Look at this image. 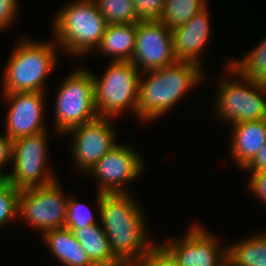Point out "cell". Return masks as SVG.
<instances>
[{
	"mask_svg": "<svg viewBox=\"0 0 266 266\" xmlns=\"http://www.w3.org/2000/svg\"><path fill=\"white\" fill-rule=\"evenodd\" d=\"M94 266H124L113 254L107 235L99 224L69 229Z\"/></svg>",
	"mask_w": 266,
	"mask_h": 266,
	"instance_id": "obj_18",
	"label": "cell"
},
{
	"mask_svg": "<svg viewBox=\"0 0 266 266\" xmlns=\"http://www.w3.org/2000/svg\"><path fill=\"white\" fill-rule=\"evenodd\" d=\"M46 131L13 141V170L5 180L20 190L46 186L56 181L47 170Z\"/></svg>",
	"mask_w": 266,
	"mask_h": 266,
	"instance_id": "obj_8",
	"label": "cell"
},
{
	"mask_svg": "<svg viewBox=\"0 0 266 266\" xmlns=\"http://www.w3.org/2000/svg\"><path fill=\"white\" fill-rule=\"evenodd\" d=\"M45 244L57 261L65 266H94L85 250L66 227L50 229L42 234Z\"/></svg>",
	"mask_w": 266,
	"mask_h": 266,
	"instance_id": "obj_17",
	"label": "cell"
},
{
	"mask_svg": "<svg viewBox=\"0 0 266 266\" xmlns=\"http://www.w3.org/2000/svg\"><path fill=\"white\" fill-rule=\"evenodd\" d=\"M110 117H97L88 123L74 127L65 134L73 137L72 155L78 168L88 172L104 155L114 148L116 137ZM111 124V125H110Z\"/></svg>",
	"mask_w": 266,
	"mask_h": 266,
	"instance_id": "obj_12",
	"label": "cell"
},
{
	"mask_svg": "<svg viewBox=\"0 0 266 266\" xmlns=\"http://www.w3.org/2000/svg\"><path fill=\"white\" fill-rule=\"evenodd\" d=\"M249 188L253 195L257 196L266 204V170L252 171Z\"/></svg>",
	"mask_w": 266,
	"mask_h": 266,
	"instance_id": "obj_29",
	"label": "cell"
},
{
	"mask_svg": "<svg viewBox=\"0 0 266 266\" xmlns=\"http://www.w3.org/2000/svg\"><path fill=\"white\" fill-rule=\"evenodd\" d=\"M55 100V131L65 134L99 117L94 100L92 73L86 68H76L61 81Z\"/></svg>",
	"mask_w": 266,
	"mask_h": 266,
	"instance_id": "obj_6",
	"label": "cell"
},
{
	"mask_svg": "<svg viewBox=\"0 0 266 266\" xmlns=\"http://www.w3.org/2000/svg\"><path fill=\"white\" fill-rule=\"evenodd\" d=\"M227 70L235 75L239 74L241 77L266 84V39L242 59L232 60Z\"/></svg>",
	"mask_w": 266,
	"mask_h": 266,
	"instance_id": "obj_21",
	"label": "cell"
},
{
	"mask_svg": "<svg viewBox=\"0 0 266 266\" xmlns=\"http://www.w3.org/2000/svg\"><path fill=\"white\" fill-rule=\"evenodd\" d=\"M140 74L132 61H111L102 78L92 74L99 117L114 118L126 110L137 116Z\"/></svg>",
	"mask_w": 266,
	"mask_h": 266,
	"instance_id": "obj_5",
	"label": "cell"
},
{
	"mask_svg": "<svg viewBox=\"0 0 266 266\" xmlns=\"http://www.w3.org/2000/svg\"><path fill=\"white\" fill-rule=\"evenodd\" d=\"M137 23L108 24L106 31L96 48L105 55H111L112 61H131L135 48Z\"/></svg>",
	"mask_w": 266,
	"mask_h": 266,
	"instance_id": "obj_19",
	"label": "cell"
},
{
	"mask_svg": "<svg viewBox=\"0 0 266 266\" xmlns=\"http://www.w3.org/2000/svg\"><path fill=\"white\" fill-rule=\"evenodd\" d=\"M134 266H179V264L163 244L154 243Z\"/></svg>",
	"mask_w": 266,
	"mask_h": 266,
	"instance_id": "obj_26",
	"label": "cell"
},
{
	"mask_svg": "<svg viewBox=\"0 0 266 266\" xmlns=\"http://www.w3.org/2000/svg\"><path fill=\"white\" fill-rule=\"evenodd\" d=\"M10 103L5 135L11 140L47 131L43 122L44 92L3 94Z\"/></svg>",
	"mask_w": 266,
	"mask_h": 266,
	"instance_id": "obj_14",
	"label": "cell"
},
{
	"mask_svg": "<svg viewBox=\"0 0 266 266\" xmlns=\"http://www.w3.org/2000/svg\"><path fill=\"white\" fill-rule=\"evenodd\" d=\"M250 171L266 170V143L257 153L256 157L244 168Z\"/></svg>",
	"mask_w": 266,
	"mask_h": 266,
	"instance_id": "obj_31",
	"label": "cell"
},
{
	"mask_svg": "<svg viewBox=\"0 0 266 266\" xmlns=\"http://www.w3.org/2000/svg\"><path fill=\"white\" fill-rule=\"evenodd\" d=\"M131 61L139 71L142 67L143 72L176 63L171 29L161 21L137 22L135 48Z\"/></svg>",
	"mask_w": 266,
	"mask_h": 266,
	"instance_id": "obj_10",
	"label": "cell"
},
{
	"mask_svg": "<svg viewBox=\"0 0 266 266\" xmlns=\"http://www.w3.org/2000/svg\"><path fill=\"white\" fill-rule=\"evenodd\" d=\"M144 161L133 148L117 144L88 172L99 179V193H127L125 185L135 180L144 170Z\"/></svg>",
	"mask_w": 266,
	"mask_h": 266,
	"instance_id": "obj_11",
	"label": "cell"
},
{
	"mask_svg": "<svg viewBox=\"0 0 266 266\" xmlns=\"http://www.w3.org/2000/svg\"><path fill=\"white\" fill-rule=\"evenodd\" d=\"M227 257L235 266H266V232L229 245Z\"/></svg>",
	"mask_w": 266,
	"mask_h": 266,
	"instance_id": "obj_20",
	"label": "cell"
},
{
	"mask_svg": "<svg viewBox=\"0 0 266 266\" xmlns=\"http://www.w3.org/2000/svg\"><path fill=\"white\" fill-rule=\"evenodd\" d=\"M218 266H235L234 263L226 256Z\"/></svg>",
	"mask_w": 266,
	"mask_h": 266,
	"instance_id": "obj_32",
	"label": "cell"
},
{
	"mask_svg": "<svg viewBox=\"0 0 266 266\" xmlns=\"http://www.w3.org/2000/svg\"><path fill=\"white\" fill-rule=\"evenodd\" d=\"M97 196L101 225L112 254L124 266H134L153 245L146 235L143 211L129 193L98 192Z\"/></svg>",
	"mask_w": 266,
	"mask_h": 266,
	"instance_id": "obj_1",
	"label": "cell"
},
{
	"mask_svg": "<svg viewBox=\"0 0 266 266\" xmlns=\"http://www.w3.org/2000/svg\"><path fill=\"white\" fill-rule=\"evenodd\" d=\"M207 6L187 23L172 29L173 53L177 61L199 64V54L211 35Z\"/></svg>",
	"mask_w": 266,
	"mask_h": 266,
	"instance_id": "obj_15",
	"label": "cell"
},
{
	"mask_svg": "<svg viewBox=\"0 0 266 266\" xmlns=\"http://www.w3.org/2000/svg\"><path fill=\"white\" fill-rule=\"evenodd\" d=\"M138 21H159L166 0H132Z\"/></svg>",
	"mask_w": 266,
	"mask_h": 266,
	"instance_id": "obj_27",
	"label": "cell"
},
{
	"mask_svg": "<svg viewBox=\"0 0 266 266\" xmlns=\"http://www.w3.org/2000/svg\"><path fill=\"white\" fill-rule=\"evenodd\" d=\"M206 3V0H166L159 21L172 30L187 23Z\"/></svg>",
	"mask_w": 266,
	"mask_h": 266,
	"instance_id": "obj_22",
	"label": "cell"
},
{
	"mask_svg": "<svg viewBox=\"0 0 266 266\" xmlns=\"http://www.w3.org/2000/svg\"><path fill=\"white\" fill-rule=\"evenodd\" d=\"M237 76V81L222 79L219 83L216 113L231 125L266 119V84Z\"/></svg>",
	"mask_w": 266,
	"mask_h": 266,
	"instance_id": "obj_7",
	"label": "cell"
},
{
	"mask_svg": "<svg viewBox=\"0 0 266 266\" xmlns=\"http://www.w3.org/2000/svg\"><path fill=\"white\" fill-rule=\"evenodd\" d=\"M56 45L22 39L5 67L3 94L43 92L44 80L56 65Z\"/></svg>",
	"mask_w": 266,
	"mask_h": 266,
	"instance_id": "obj_4",
	"label": "cell"
},
{
	"mask_svg": "<svg viewBox=\"0 0 266 266\" xmlns=\"http://www.w3.org/2000/svg\"><path fill=\"white\" fill-rule=\"evenodd\" d=\"M94 216L91 214L89 207L75 198L71 197L67 203V213L64 227L68 229L85 228L92 224H99L95 222Z\"/></svg>",
	"mask_w": 266,
	"mask_h": 266,
	"instance_id": "obj_25",
	"label": "cell"
},
{
	"mask_svg": "<svg viewBox=\"0 0 266 266\" xmlns=\"http://www.w3.org/2000/svg\"><path fill=\"white\" fill-rule=\"evenodd\" d=\"M206 230L195 225L185 237L163 245L174 255L179 266H218L227 256V247L221 249L217 237Z\"/></svg>",
	"mask_w": 266,
	"mask_h": 266,
	"instance_id": "obj_13",
	"label": "cell"
},
{
	"mask_svg": "<svg viewBox=\"0 0 266 266\" xmlns=\"http://www.w3.org/2000/svg\"><path fill=\"white\" fill-rule=\"evenodd\" d=\"M59 10L53 21L56 42L66 53L81 56L96 49L108 26L93 0H77Z\"/></svg>",
	"mask_w": 266,
	"mask_h": 266,
	"instance_id": "obj_3",
	"label": "cell"
},
{
	"mask_svg": "<svg viewBox=\"0 0 266 266\" xmlns=\"http://www.w3.org/2000/svg\"><path fill=\"white\" fill-rule=\"evenodd\" d=\"M0 135V173L5 177L2 172L6 163L11 162L13 153V140L9 139L6 135Z\"/></svg>",
	"mask_w": 266,
	"mask_h": 266,
	"instance_id": "obj_30",
	"label": "cell"
},
{
	"mask_svg": "<svg viewBox=\"0 0 266 266\" xmlns=\"http://www.w3.org/2000/svg\"><path fill=\"white\" fill-rule=\"evenodd\" d=\"M231 156L242 170L266 143V119L232 125Z\"/></svg>",
	"mask_w": 266,
	"mask_h": 266,
	"instance_id": "obj_16",
	"label": "cell"
},
{
	"mask_svg": "<svg viewBox=\"0 0 266 266\" xmlns=\"http://www.w3.org/2000/svg\"><path fill=\"white\" fill-rule=\"evenodd\" d=\"M69 197L63 195L57 180L46 186L20 190L18 216L41 233L65 224Z\"/></svg>",
	"mask_w": 266,
	"mask_h": 266,
	"instance_id": "obj_9",
	"label": "cell"
},
{
	"mask_svg": "<svg viewBox=\"0 0 266 266\" xmlns=\"http://www.w3.org/2000/svg\"><path fill=\"white\" fill-rule=\"evenodd\" d=\"M140 74L139 79V101L137 117L144 122L155 120L185 96L186 92L200 83L203 77L200 65L191 62H180L154 69Z\"/></svg>",
	"mask_w": 266,
	"mask_h": 266,
	"instance_id": "obj_2",
	"label": "cell"
},
{
	"mask_svg": "<svg viewBox=\"0 0 266 266\" xmlns=\"http://www.w3.org/2000/svg\"><path fill=\"white\" fill-rule=\"evenodd\" d=\"M108 24L137 23L132 0H93Z\"/></svg>",
	"mask_w": 266,
	"mask_h": 266,
	"instance_id": "obj_23",
	"label": "cell"
},
{
	"mask_svg": "<svg viewBox=\"0 0 266 266\" xmlns=\"http://www.w3.org/2000/svg\"><path fill=\"white\" fill-rule=\"evenodd\" d=\"M5 180V177L0 173V183H2Z\"/></svg>",
	"mask_w": 266,
	"mask_h": 266,
	"instance_id": "obj_33",
	"label": "cell"
},
{
	"mask_svg": "<svg viewBox=\"0 0 266 266\" xmlns=\"http://www.w3.org/2000/svg\"><path fill=\"white\" fill-rule=\"evenodd\" d=\"M20 189L4 180L0 183V227L18 217Z\"/></svg>",
	"mask_w": 266,
	"mask_h": 266,
	"instance_id": "obj_24",
	"label": "cell"
},
{
	"mask_svg": "<svg viewBox=\"0 0 266 266\" xmlns=\"http://www.w3.org/2000/svg\"><path fill=\"white\" fill-rule=\"evenodd\" d=\"M17 3L16 0H0V31L13 24V20H16Z\"/></svg>",
	"mask_w": 266,
	"mask_h": 266,
	"instance_id": "obj_28",
	"label": "cell"
}]
</instances>
